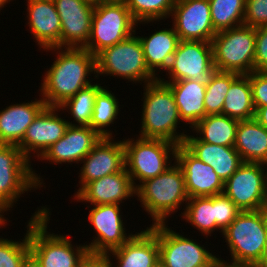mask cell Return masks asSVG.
<instances>
[{
	"instance_id": "1",
	"label": "cell",
	"mask_w": 267,
	"mask_h": 267,
	"mask_svg": "<svg viewBox=\"0 0 267 267\" xmlns=\"http://www.w3.org/2000/svg\"><path fill=\"white\" fill-rule=\"evenodd\" d=\"M57 54L53 64L46 70L39 96L47 107H59L67 99L93 82L89 76L96 73L95 56L85 48L46 49Z\"/></svg>"
},
{
	"instance_id": "2",
	"label": "cell",
	"mask_w": 267,
	"mask_h": 267,
	"mask_svg": "<svg viewBox=\"0 0 267 267\" xmlns=\"http://www.w3.org/2000/svg\"><path fill=\"white\" fill-rule=\"evenodd\" d=\"M143 87L141 131L138 137L164 139L176 145L183 144L187 134H184V129L182 133L177 130L183 121L171 89L159 79Z\"/></svg>"
},
{
	"instance_id": "3",
	"label": "cell",
	"mask_w": 267,
	"mask_h": 267,
	"mask_svg": "<svg viewBox=\"0 0 267 267\" xmlns=\"http://www.w3.org/2000/svg\"><path fill=\"white\" fill-rule=\"evenodd\" d=\"M135 192L141 207L152 217L151 225L168 224L167 218L189 199L183 170L175 160L163 173L142 182Z\"/></svg>"
},
{
	"instance_id": "4",
	"label": "cell",
	"mask_w": 267,
	"mask_h": 267,
	"mask_svg": "<svg viewBox=\"0 0 267 267\" xmlns=\"http://www.w3.org/2000/svg\"><path fill=\"white\" fill-rule=\"evenodd\" d=\"M47 206L37 208L29 219L30 251L41 262L42 267H78L89 252L86 242L83 245H72V239L67 234L48 232L51 209Z\"/></svg>"
},
{
	"instance_id": "5",
	"label": "cell",
	"mask_w": 267,
	"mask_h": 267,
	"mask_svg": "<svg viewBox=\"0 0 267 267\" xmlns=\"http://www.w3.org/2000/svg\"><path fill=\"white\" fill-rule=\"evenodd\" d=\"M135 33L129 38L118 42L117 44L103 49L95 56L96 75L99 76H113L126 79L129 82L137 83H151L156 81L155 77L148 69L145 56L143 53L142 44Z\"/></svg>"
},
{
	"instance_id": "6",
	"label": "cell",
	"mask_w": 267,
	"mask_h": 267,
	"mask_svg": "<svg viewBox=\"0 0 267 267\" xmlns=\"http://www.w3.org/2000/svg\"><path fill=\"white\" fill-rule=\"evenodd\" d=\"M16 145L0 144V218L15 206L25 192L45 186L42 177L35 172ZM39 187V188H38Z\"/></svg>"
},
{
	"instance_id": "7",
	"label": "cell",
	"mask_w": 267,
	"mask_h": 267,
	"mask_svg": "<svg viewBox=\"0 0 267 267\" xmlns=\"http://www.w3.org/2000/svg\"><path fill=\"white\" fill-rule=\"evenodd\" d=\"M232 259L229 263L254 267L261 259L266 238V208L242 211L222 234Z\"/></svg>"
},
{
	"instance_id": "8",
	"label": "cell",
	"mask_w": 267,
	"mask_h": 267,
	"mask_svg": "<svg viewBox=\"0 0 267 267\" xmlns=\"http://www.w3.org/2000/svg\"><path fill=\"white\" fill-rule=\"evenodd\" d=\"M123 142L125 168L135 189L145 180L163 173L175 160L177 145L168 140L137 136L136 139L123 138Z\"/></svg>"
},
{
	"instance_id": "9",
	"label": "cell",
	"mask_w": 267,
	"mask_h": 267,
	"mask_svg": "<svg viewBox=\"0 0 267 267\" xmlns=\"http://www.w3.org/2000/svg\"><path fill=\"white\" fill-rule=\"evenodd\" d=\"M138 25L141 26L134 20L123 0L97 2L85 49L96 56L103 49L129 38Z\"/></svg>"
},
{
	"instance_id": "10",
	"label": "cell",
	"mask_w": 267,
	"mask_h": 267,
	"mask_svg": "<svg viewBox=\"0 0 267 267\" xmlns=\"http://www.w3.org/2000/svg\"><path fill=\"white\" fill-rule=\"evenodd\" d=\"M255 28L241 25L216 33L211 44L217 71L247 75L254 71Z\"/></svg>"
},
{
	"instance_id": "11",
	"label": "cell",
	"mask_w": 267,
	"mask_h": 267,
	"mask_svg": "<svg viewBox=\"0 0 267 267\" xmlns=\"http://www.w3.org/2000/svg\"><path fill=\"white\" fill-rule=\"evenodd\" d=\"M215 70L211 42L180 40L166 70L170 79H158L161 82L191 79L207 84Z\"/></svg>"
},
{
	"instance_id": "12",
	"label": "cell",
	"mask_w": 267,
	"mask_h": 267,
	"mask_svg": "<svg viewBox=\"0 0 267 267\" xmlns=\"http://www.w3.org/2000/svg\"><path fill=\"white\" fill-rule=\"evenodd\" d=\"M149 226L158 238L159 261L166 267H199L215 257L204 245L176 233L166 223Z\"/></svg>"
},
{
	"instance_id": "13",
	"label": "cell",
	"mask_w": 267,
	"mask_h": 267,
	"mask_svg": "<svg viewBox=\"0 0 267 267\" xmlns=\"http://www.w3.org/2000/svg\"><path fill=\"white\" fill-rule=\"evenodd\" d=\"M88 220L92 225L95 238L86 244L90 253L107 254L115 248L122 246L134 234L126 233L122 219L121 206L117 204L92 205Z\"/></svg>"
},
{
	"instance_id": "14",
	"label": "cell",
	"mask_w": 267,
	"mask_h": 267,
	"mask_svg": "<svg viewBox=\"0 0 267 267\" xmlns=\"http://www.w3.org/2000/svg\"><path fill=\"white\" fill-rule=\"evenodd\" d=\"M241 211L266 208L262 163L244 162L224 183V192Z\"/></svg>"
},
{
	"instance_id": "15",
	"label": "cell",
	"mask_w": 267,
	"mask_h": 267,
	"mask_svg": "<svg viewBox=\"0 0 267 267\" xmlns=\"http://www.w3.org/2000/svg\"><path fill=\"white\" fill-rule=\"evenodd\" d=\"M171 18L183 41L211 42L217 33L211 21L209 0H176Z\"/></svg>"
},
{
	"instance_id": "16",
	"label": "cell",
	"mask_w": 267,
	"mask_h": 267,
	"mask_svg": "<svg viewBox=\"0 0 267 267\" xmlns=\"http://www.w3.org/2000/svg\"><path fill=\"white\" fill-rule=\"evenodd\" d=\"M61 21L60 48H85L88 44L93 9L90 0H53Z\"/></svg>"
},
{
	"instance_id": "17",
	"label": "cell",
	"mask_w": 267,
	"mask_h": 267,
	"mask_svg": "<svg viewBox=\"0 0 267 267\" xmlns=\"http://www.w3.org/2000/svg\"><path fill=\"white\" fill-rule=\"evenodd\" d=\"M60 111L59 107L46 106L27 128L18 147L29 161L32 153L39 160L52 144L64 136L69 123L68 119L60 117Z\"/></svg>"
},
{
	"instance_id": "18",
	"label": "cell",
	"mask_w": 267,
	"mask_h": 267,
	"mask_svg": "<svg viewBox=\"0 0 267 267\" xmlns=\"http://www.w3.org/2000/svg\"><path fill=\"white\" fill-rule=\"evenodd\" d=\"M80 168L79 189L74 196L89 182L106 175L118 173L125 168V150L123 140L113 137L101 138L90 153L84 157Z\"/></svg>"
},
{
	"instance_id": "19",
	"label": "cell",
	"mask_w": 267,
	"mask_h": 267,
	"mask_svg": "<svg viewBox=\"0 0 267 267\" xmlns=\"http://www.w3.org/2000/svg\"><path fill=\"white\" fill-rule=\"evenodd\" d=\"M175 161L183 170L189 198L211 197L224 192V182L215 170L195 157L183 144L177 145Z\"/></svg>"
},
{
	"instance_id": "20",
	"label": "cell",
	"mask_w": 267,
	"mask_h": 267,
	"mask_svg": "<svg viewBox=\"0 0 267 267\" xmlns=\"http://www.w3.org/2000/svg\"><path fill=\"white\" fill-rule=\"evenodd\" d=\"M101 136L90 126L69 125L64 136L52 144L39 158L49 163H80L93 147L101 140Z\"/></svg>"
},
{
	"instance_id": "21",
	"label": "cell",
	"mask_w": 267,
	"mask_h": 267,
	"mask_svg": "<svg viewBox=\"0 0 267 267\" xmlns=\"http://www.w3.org/2000/svg\"><path fill=\"white\" fill-rule=\"evenodd\" d=\"M136 192L126 168L118 173L106 175L87 183L75 196L78 202L92 205L124 203V200L135 197Z\"/></svg>"
},
{
	"instance_id": "22",
	"label": "cell",
	"mask_w": 267,
	"mask_h": 267,
	"mask_svg": "<svg viewBox=\"0 0 267 267\" xmlns=\"http://www.w3.org/2000/svg\"><path fill=\"white\" fill-rule=\"evenodd\" d=\"M27 25L40 50L60 46L61 21L53 0H26Z\"/></svg>"
},
{
	"instance_id": "23",
	"label": "cell",
	"mask_w": 267,
	"mask_h": 267,
	"mask_svg": "<svg viewBox=\"0 0 267 267\" xmlns=\"http://www.w3.org/2000/svg\"><path fill=\"white\" fill-rule=\"evenodd\" d=\"M139 232L107 253L114 261L117 260L116 265L112 263L113 267H154L159 262L157 236L148 227Z\"/></svg>"
},
{
	"instance_id": "24",
	"label": "cell",
	"mask_w": 267,
	"mask_h": 267,
	"mask_svg": "<svg viewBox=\"0 0 267 267\" xmlns=\"http://www.w3.org/2000/svg\"><path fill=\"white\" fill-rule=\"evenodd\" d=\"M183 145L199 160L210 165L224 183L244 163L234 147L202 142L198 136L188 133Z\"/></svg>"
},
{
	"instance_id": "25",
	"label": "cell",
	"mask_w": 267,
	"mask_h": 267,
	"mask_svg": "<svg viewBox=\"0 0 267 267\" xmlns=\"http://www.w3.org/2000/svg\"><path fill=\"white\" fill-rule=\"evenodd\" d=\"M45 107L42 98H35V101L16 103L0 110V144L18 146L27 128Z\"/></svg>"
},
{
	"instance_id": "26",
	"label": "cell",
	"mask_w": 267,
	"mask_h": 267,
	"mask_svg": "<svg viewBox=\"0 0 267 267\" xmlns=\"http://www.w3.org/2000/svg\"><path fill=\"white\" fill-rule=\"evenodd\" d=\"M163 83L171 89L180 118L190 125L189 128L207 116L204 107L206 84L191 79Z\"/></svg>"
},
{
	"instance_id": "27",
	"label": "cell",
	"mask_w": 267,
	"mask_h": 267,
	"mask_svg": "<svg viewBox=\"0 0 267 267\" xmlns=\"http://www.w3.org/2000/svg\"><path fill=\"white\" fill-rule=\"evenodd\" d=\"M138 36L145 56V61L149 71L158 78V72L166 71L170 65L171 58L180 42L179 36L174 27L155 30L149 36ZM157 75V76H156Z\"/></svg>"
},
{
	"instance_id": "28",
	"label": "cell",
	"mask_w": 267,
	"mask_h": 267,
	"mask_svg": "<svg viewBox=\"0 0 267 267\" xmlns=\"http://www.w3.org/2000/svg\"><path fill=\"white\" fill-rule=\"evenodd\" d=\"M234 148L244 162H267V129L254 118L239 121Z\"/></svg>"
},
{
	"instance_id": "29",
	"label": "cell",
	"mask_w": 267,
	"mask_h": 267,
	"mask_svg": "<svg viewBox=\"0 0 267 267\" xmlns=\"http://www.w3.org/2000/svg\"><path fill=\"white\" fill-rule=\"evenodd\" d=\"M239 121L223 114L207 115L191 130L199 135L202 142L234 147Z\"/></svg>"
},
{
	"instance_id": "30",
	"label": "cell",
	"mask_w": 267,
	"mask_h": 267,
	"mask_svg": "<svg viewBox=\"0 0 267 267\" xmlns=\"http://www.w3.org/2000/svg\"><path fill=\"white\" fill-rule=\"evenodd\" d=\"M222 114L238 121L255 117L249 74L239 75L231 83L223 104Z\"/></svg>"
},
{
	"instance_id": "31",
	"label": "cell",
	"mask_w": 267,
	"mask_h": 267,
	"mask_svg": "<svg viewBox=\"0 0 267 267\" xmlns=\"http://www.w3.org/2000/svg\"><path fill=\"white\" fill-rule=\"evenodd\" d=\"M184 207L181 217L204 236H213L215 230L223 234L215 221V195L189 198Z\"/></svg>"
},
{
	"instance_id": "32",
	"label": "cell",
	"mask_w": 267,
	"mask_h": 267,
	"mask_svg": "<svg viewBox=\"0 0 267 267\" xmlns=\"http://www.w3.org/2000/svg\"><path fill=\"white\" fill-rule=\"evenodd\" d=\"M119 106L118 98L107 87H103L96 95L93 115L89 126L102 138L114 137L112 136V129L110 131L108 127L116 123L115 120L118 118L117 116H119L118 114L120 112Z\"/></svg>"
},
{
	"instance_id": "33",
	"label": "cell",
	"mask_w": 267,
	"mask_h": 267,
	"mask_svg": "<svg viewBox=\"0 0 267 267\" xmlns=\"http://www.w3.org/2000/svg\"><path fill=\"white\" fill-rule=\"evenodd\" d=\"M99 83H92L90 86L80 90L73 97L67 99L59 108L66 110L73 118V122L68 120L69 125L72 126H89L94 109L95 97L98 92L103 88Z\"/></svg>"
},
{
	"instance_id": "34",
	"label": "cell",
	"mask_w": 267,
	"mask_h": 267,
	"mask_svg": "<svg viewBox=\"0 0 267 267\" xmlns=\"http://www.w3.org/2000/svg\"><path fill=\"white\" fill-rule=\"evenodd\" d=\"M216 32L244 25L246 0H209Z\"/></svg>"
},
{
	"instance_id": "35",
	"label": "cell",
	"mask_w": 267,
	"mask_h": 267,
	"mask_svg": "<svg viewBox=\"0 0 267 267\" xmlns=\"http://www.w3.org/2000/svg\"><path fill=\"white\" fill-rule=\"evenodd\" d=\"M238 76L239 74L233 72L214 71L206 84L204 97L206 115L222 114L228 89Z\"/></svg>"
},
{
	"instance_id": "36",
	"label": "cell",
	"mask_w": 267,
	"mask_h": 267,
	"mask_svg": "<svg viewBox=\"0 0 267 267\" xmlns=\"http://www.w3.org/2000/svg\"><path fill=\"white\" fill-rule=\"evenodd\" d=\"M139 24L170 18L176 0H123Z\"/></svg>"
},
{
	"instance_id": "37",
	"label": "cell",
	"mask_w": 267,
	"mask_h": 267,
	"mask_svg": "<svg viewBox=\"0 0 267 267\" xmlns=\"http://www.w3.org/2000/svg\"><path fill=\"white\" fill-rule=\"evenodd\" d=\"M27 232L21 241H13L0 236V267H22L26 255L30 252L29 220Z\"/></svg>"
},
{
	"instance_id": "38",
	"label": "cell",
	"mask_w": 267,
	"mask_h": 267,
	"mask_svg": "<svg viewBox=\"0 0 267 267\" xmlns=\"http://www.w3.org/2000/svg\"><path fill=\"white\" fill-rule=\"evenodd\" d=\"M242 211L224 193L215 195L216 225L224 231Z\"/></svg>"
},
{
	"instance_id": "39",
	"label": "cell",
	"mask_w": 267,
	"mask_h": 267,
	"mask_svg": "<svg viewBox=\"0 0 267 267\" xmlns=\"http://www.w3.org/2000/svg\"><path fill=\"white\" fill-rule=\"evenodd\" d=\"M244 25L267 26V0H246Z\"/></svg>"
},
{
	"instance_id": "40",
	"label": "cell",
	"mask_w": 267,
	"mask_h": 267,
	"mask_svg": "<svg viewBox=\"0 0 267 267\" xmlns=\"http://www.w3.org/2000/svg\"><path fill=\"white\" fill-rule=\"evenodd\" d=\"M252 100L255 110L267 106V72L253 71L249 74Z\"/></svg>"
},
{
	"instance_id": "41",
	"label": "cell",
	"mask_w": 267,
	"mask_h": 267,
	"mask_svg": "<svg viewBox=\"0 0 267 267\" xmlns=\"http://www.w3.org/2000/svg\"><path fill=\"white\" fill-rule=\"evenodd\" d=\"M254 71L267 72V26L255 28Z\"/></svg>"
},
{
	"instance_id": "42",
	"label": "cell",
	"mask_w": 267,
	"mask_h": 267,
	"mask_svg": "<svg viewBox=\"0 0 267 267\" xmlns=\"http://www.w3.org/2000/svg\"><path fill=\"white\" fill-rule=\"evenodd\" d=\"M113 260L108 254L88 252L79 262L78 267H113Z\"/></svg>"
},
{
	"instance_id": "43",
	"label": "cell",
	"mask_w": 267,
	"mask_h": 267,
	"mask_svg": "<svg viewBox=\"0 0 267 267\" xmlns=\"http://www.w3.org/2000/svg\"><path fill=\"white\" fill-rule=\"evenodd\" d=\"M254 119L267 129V106L257 108Z\"/></svg>"
},
{
	"instance_id": "44",
	"label": "cell",
	"mask_w": 267,
	"mask_h": 267,
	"mask_svg": "<svg viewBox=\"0 0 267 267\" xmlns=\"http://www.w3.org/2000/svg\"><path fill=\"white\" fill-rule=\"evenodd\" d=\"M22 267H42V264L37 259V257L30 251L26 255Z\"/></svg>"
},
{
	"instance_id": "45",
	"label": "cell",
	"mask_w": 267,
	"mask_h": 267,
	"mask_svg": "<svg viewBox=\"0 0 267 267\" xmlns=\"http://www.w3.org/2000/svg\"><path fill=\"white\" fill-rule=\"evenodd\" d=\"M254 267H267V208H266V238L260 261Z\"/></svg>"
},
{
	"instance_id": "46",
	"label": "cell",
	"mask_w": 267,
	"mask_h": 267,
	"mask_svg": "<svg viewBox=\"0 0 267 267\" xmlns=\"http://www.w3.org/2000/svg\"><path fill=\"white\" fill-rule=\"evenodd\" d=\"M263 170H264V196L266 201V208H267V162L262 163Z\"/></svg>"
},
{
	"instance_id": "47",
	"label": "cell",
	"mask_w": 267,
	"mask_h": 267,
	"mask_svg": "<svg viewBox=\"0 0 267 267\" xmlns=\"http://www.w3.org/2000/svg\"><path fill=\"white\" fill-rule=\"evenodd\" d=\"M216 267H251L248 265H240V264H233V263H229L227 262V260L225 261L224 259L221 260Z\"/></svg>"
},
{
	"instance_id": "48",
	"label": "cell",
	"mask_w": 267,
	"mask_h": 267,
	"mask_svg": "<svg viewBox=\"0 0 267 267\" xmlns=\"http://www.w3.org/2000/svg\"><path fill=\"white\" fill-rule=\"evenodd\" d=\"M222 260L221 257L215 256L209 263L199 267H216V265Z\"/></svg>"
},
{
	"instance_id": "49",
	"label": "cell",
	"mask_w": 267,
	"mask_h": 267,
	"mask_svg": "<svg viewBox=\"0 0 267 267\" xmlns=\"http://www.w3.org/2000/svg\"><path fill=\"white\" fill-rule=\"evenodd\" d=\"M12 0H0V11L2 10L1 8H4V6H6V4H10Z\"/></svg>"
},
{
	"instance_id": "50",
	"label": "cell",
	"mask_w": 267,
	"mask_h": 267,
	"mask_svg": "<svg viewBox=\"0 0 267 267\" xmlns=\"http://www.w3.org/2000/svg\"><path fill=\"white\" fill-rule=\"evenodd\" d=\"M7 221H9L8 219L7 220H2L1 218H0V228H2L3 229V227L7 224ZM3 226V227H2Z\"/></svg>"
},
{
	"instance_id": "51",
	"label": "cell",
	"mask_w": 267,
	"mask_h": 267,
	"mask_svg": "<svg viewBox=\"0 0 267 267\" xmlns=\"http://www.w3.org/2000/svg\"><path fill=\"white\" fill-rule=\"evenodd\" d=\"M154 267H166V266L163 265V264L159 261Z\"/></svg>"
},
{
	"instance_id": "52",
	"label": "cell",
	"mask_w": 267,
	"mask_h": 267,
	"mask_svg": "<svg viewBox=\"0 0 267 267\" xmlns=\"http://www.w3.org/2000/svg\"><path fill=\"white\" fill-rule=\"evenodd\" d=\"M91 2L97 3V2H104V1H111V0H90Z\"/></svg>"
}]
</instances>
